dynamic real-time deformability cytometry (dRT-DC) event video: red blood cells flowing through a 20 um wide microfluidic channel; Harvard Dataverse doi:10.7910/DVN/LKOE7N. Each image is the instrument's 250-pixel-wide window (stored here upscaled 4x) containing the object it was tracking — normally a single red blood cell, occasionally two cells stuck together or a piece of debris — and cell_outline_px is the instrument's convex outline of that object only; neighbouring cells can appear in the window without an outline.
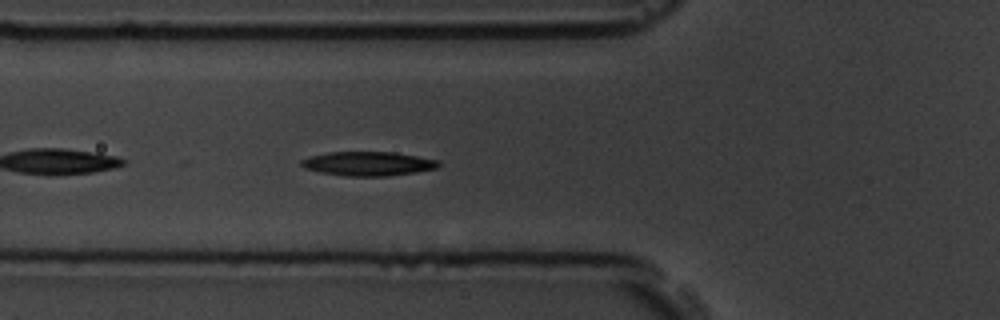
{"species": "common noctule bat (a hibernating species)", "species_latin": "Nyctalus noctula", "temperature_condition": "room temperature", "stored_images_in_passage": 31, "camera_frame_rate_fps": 3000, "um_per_image_px": 0.085, "animal": {"sex": "male", "body_mass_g": 19.5, "forearm_length_mm": 54.6}, "frame": {"image": 1, "passage_image": 5, "time_ms": 1.333, "image_size_px": [1000, 320], "cell_outline_px": [[440, 164], [436, 168], [416, 172], [384, 176], [344, 176], [320, 172], [304, 168], [300, 164], [300, 160], [308, 156], [328, 152], [392, 152], [440, 160]], "centroid_in_image_um": [31.25, 13.91], "position_along_channel_um": 94.6, "area_um2": 19.31}, "authors_computed_cell_mechanics": {"area_um2": 19.5364, "velocity_mm_per_s": 3.6068, "shape_relaxation_time_tau1_ms": 3.5663, "shape_relaxation_time_tau2_ms": 9.0115, "deformation_change_tau1": 0.1309, "deformation_change_tau2": 0.1588}}